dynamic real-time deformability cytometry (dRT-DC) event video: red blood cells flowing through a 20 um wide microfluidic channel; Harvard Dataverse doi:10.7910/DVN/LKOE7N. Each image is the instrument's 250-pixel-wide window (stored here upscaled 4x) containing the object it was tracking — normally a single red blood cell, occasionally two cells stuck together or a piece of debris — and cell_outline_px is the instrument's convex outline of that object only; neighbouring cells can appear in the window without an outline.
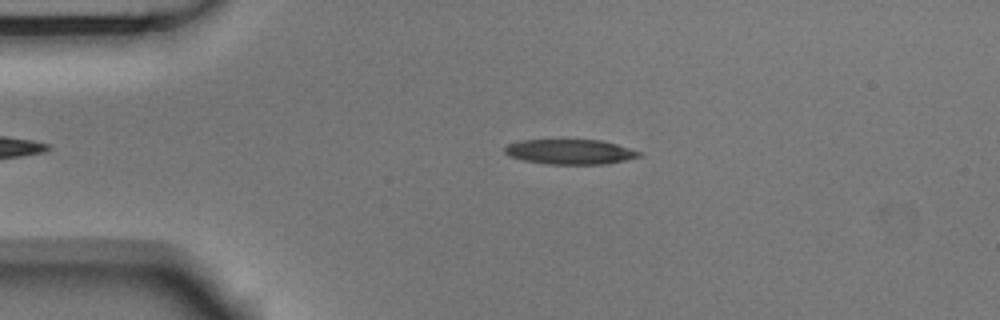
{"species": "Egyptian fruit bat (a non-hibernating species)", "species_latin": "Rousettus aegyptiacus", "temperature_condition": "room temperature", "stored_images_in_passage": 45, "camera_frame_rate_fps": 3000, "um_per_image_px": 0.085, "animal": {"sex": "male"}, "frame": {"image": 1, "passage_image": 10, "time_ms": 3.0, "image_size_px": [1000, 320], "cell_outline_px": [[640, 156], [608, 164], [544, 164], [524, 160], [508, 156], [504, 152], [504, 148], [508, 144], [520, 140], [600, 140], [616, 144], [640, 152]], "centroid_in_image_um": [48.4, 12.91], "position_along_channel_um": 36.6, "area_um2": 19.42}}
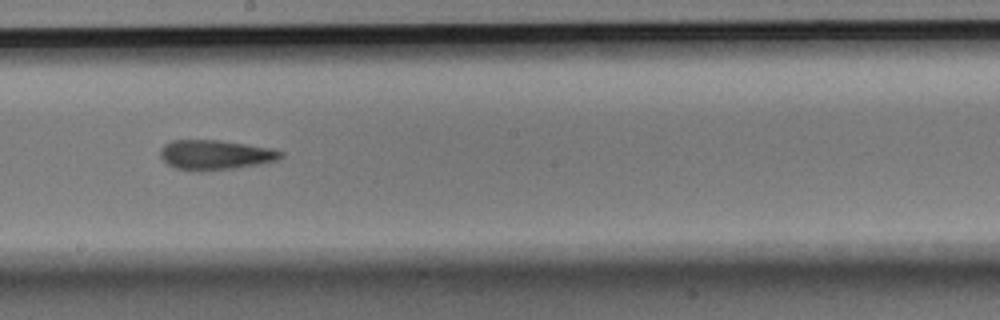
{"frame": {"image": 2, "passage_image": 28, "time_ms": 9.0, "image_size_px": [1000, 320], "cell_outline_px": [[284, 156], [276, 160], [236, 168], [200, 172], [188, 172], [176, 168], [168, 164], [160, 156], [160, 148], [164, 144], [172, 140], [220, 140], [272, 148], [284, 152]], "centroid_in_image_um": [18.27, 13.17], "position_along_channel_um": 229.9, "area_um2": 21.15}}
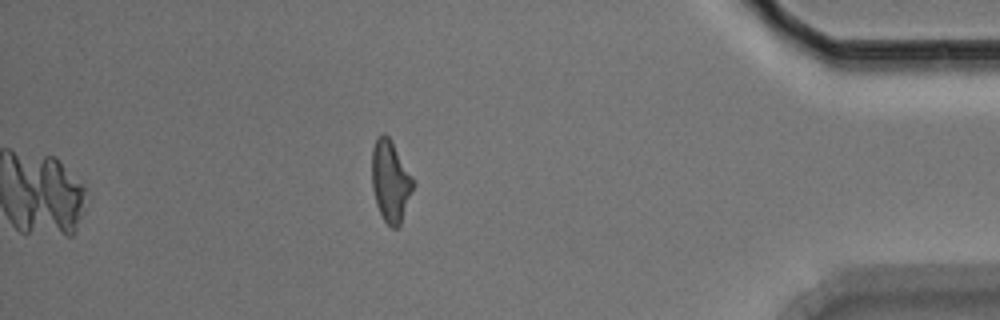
{"frame": {"image": 3, "passage_image": 45, "time_ms": 14.667, "image_size_px": [1000, 320], "cell_outline_px": [[412, 188], [400, 224], [396, 228], [392, 228], [384, 220], [376, 204], [372, 188], [372, 148], [380, 132], [384, 132], [388, 136], [412, 176]], "centroid_in_image_um": [33.14, 15.37], "position_along_channel_um": 402.1, "area_um2": 19.02}, "authors_computed_cell_mechanics": {"area_um2": 20.5768, "velocity_mm_per_s": 3.7579, "shape_relaxation_time_tau1_ms": 7.388, "shape_relaxation_time_tau2_ms": 4.8812, "deformation_change_tau1": 0.1888, "deformation_change_tau2": 0.1866}}